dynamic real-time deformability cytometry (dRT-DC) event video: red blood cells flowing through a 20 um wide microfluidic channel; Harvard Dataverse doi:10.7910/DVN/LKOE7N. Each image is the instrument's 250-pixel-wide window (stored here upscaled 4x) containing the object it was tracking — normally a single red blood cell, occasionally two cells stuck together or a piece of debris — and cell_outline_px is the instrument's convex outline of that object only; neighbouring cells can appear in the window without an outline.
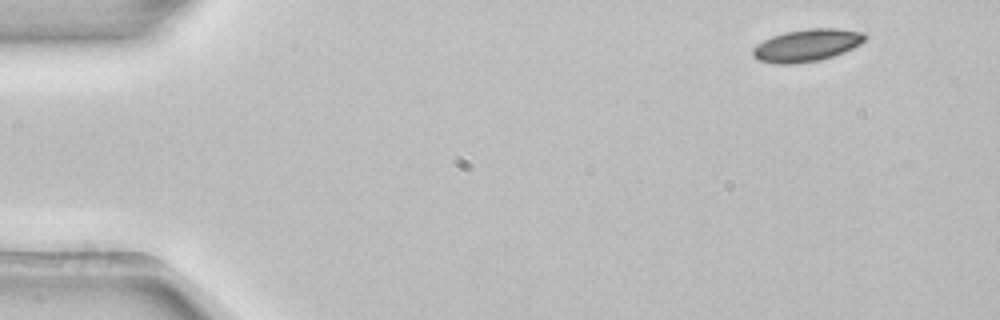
{"species": "common noctule bat (a hibernating species)", "species_latin": "Nyctalus noctula", "temperature_condition": "room temperature", "stored_images_in_passage": 4, "camera_frame_rate_fps": 3000, "um_per_image_px": 0.085, "animal": {"sex": "female", "body_mass_g": 22.7, "forearm_length_mm": 54.2}, "frame": {"image": 1, "passage_image": 1, "time_ms": 0.0, "image_size_px": [1000, 320], "cell_outline_px": [[868, 36], [860, 44], [844, 52], [820, 60], [792, 64], [776, 64], [756, 60], [752, 56], [752, 48], [756, 44], [772, 36], [784, 32], [808, 28], [836, 28], [864, 32]], "centroid_in_image_um": [68.55, 3.85], "position_along_channel_um": 16.4, "area_um2": 21.33}}
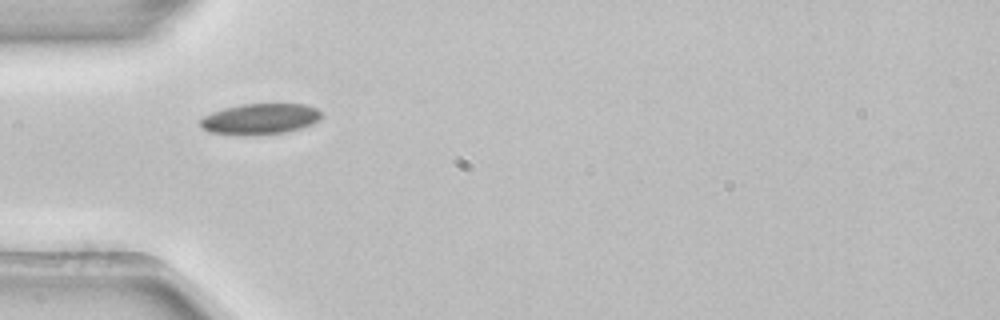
{"frame": {"image": 2, "passage_image": 3, "time_ms": 0.667, "image_size_px": [1000, 320], "cell_outline_px": [[320, 120], [312, 124], [300, 128], [284, 132], [208, 132], [200, 124], [200, 120], [204, 116], [212, 112], [224, 108], [240, 104], [304, 104], [316, 108], [320, 112]], "centroid_in_image_um": [22.15, 10.05], "position_along_channel_um": 62.8, "area_um2": 20.63}}